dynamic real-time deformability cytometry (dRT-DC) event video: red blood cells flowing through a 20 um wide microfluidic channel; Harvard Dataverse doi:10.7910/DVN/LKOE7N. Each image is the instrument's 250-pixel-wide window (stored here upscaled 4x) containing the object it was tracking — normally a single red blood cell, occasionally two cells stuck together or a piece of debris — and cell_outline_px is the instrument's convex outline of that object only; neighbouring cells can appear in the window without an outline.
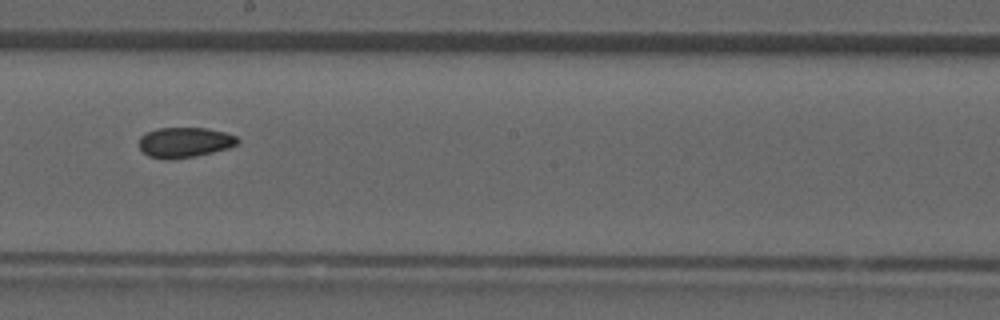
{"species": "common noctule bat (a hibernating species)", "species_latin": "Nyctalus noctula", "temperature_condition": "room temperature", "stored_images_in_passage": 22, "camera_frame_rate_fps": 3000, "um_per_image_px": 0.085, "animal": {"sex": "male", "forearm_length_mm": 52.5}, "frame": {"image": 1, "passage_image": 10, "time_ms": 3.0, "image_size_px": [1000, 320], "cell_outline_px": [[240, 140], [236, 144], [228, 148], [196, 156], [168, 160], [148, 156], [140, 148], [140, 136], [148, 132], [160, 128], [204, 128], [224, 132], [236, 136]], "centroid_in_image_um": [15.69, 12.11], "position_along_channel_um": 232.5, "area_um2": 17.17}}
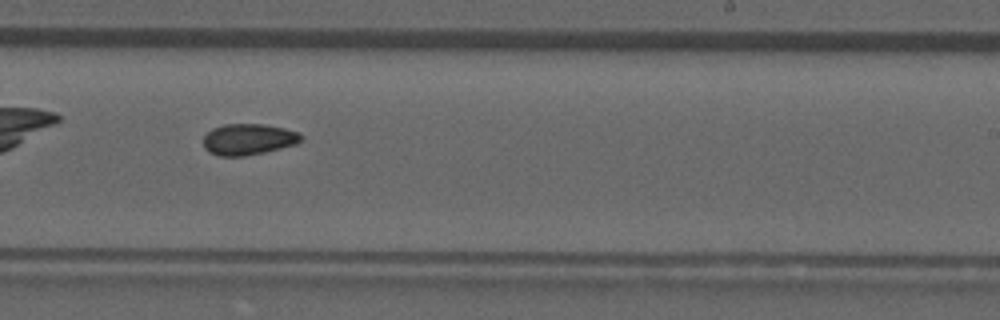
{"frame": {"image": 2, "passage_image": 12, "time_ms": 3.667, "image_size_px": [1000, 320], "cell_outline_px": [[304, 140], [296, 144], [264, 152], [244, 156], [220, 156], [208, 152], [204, 148], [204, 136], [212, 128], [224, 124], [264, 124], [284, 128], [300, 132]], "centroid_in_image_um": [21.12, 11.84], "position_along_channel_um": 267.9, "area_um2": 17.86}}